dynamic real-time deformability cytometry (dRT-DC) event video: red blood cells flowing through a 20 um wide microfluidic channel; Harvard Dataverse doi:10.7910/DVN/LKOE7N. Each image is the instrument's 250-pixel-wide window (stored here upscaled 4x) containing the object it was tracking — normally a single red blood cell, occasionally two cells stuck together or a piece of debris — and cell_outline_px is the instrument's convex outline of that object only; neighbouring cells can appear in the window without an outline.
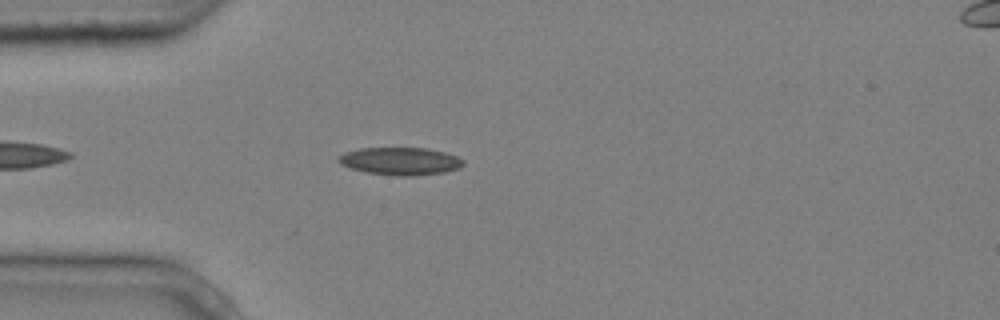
{"species": "common noctule bat (a hibernating species)", "species_latin": "Nyctalus noctula", "temperature_condition": "cold", "stored_images_in_passage": 4, "camera_frame_rate_fps": 3000, "um_per_image_px": 0.085, "animal": {"sex": "male", "body_mass_g": 20.4}, "frame": {"image": 1, "passage_image": 4, "time_ms": 1.0, "image_size_px": [1000, 320], "cell_outline_px": [[464, 164], [460, 168], [444, 172], [412, 176], [396, 176], [368, 172], [352, 168], [340, 164], [336, 160], [336, 156], [344, 152], [360, 148], [428, 148], [444, 152], [456, 156], [464, 160]], "centroid_in_image_um": [34.01, 13.69], "position_along_channel_um": 51.0, "area_um2": 20.17}}